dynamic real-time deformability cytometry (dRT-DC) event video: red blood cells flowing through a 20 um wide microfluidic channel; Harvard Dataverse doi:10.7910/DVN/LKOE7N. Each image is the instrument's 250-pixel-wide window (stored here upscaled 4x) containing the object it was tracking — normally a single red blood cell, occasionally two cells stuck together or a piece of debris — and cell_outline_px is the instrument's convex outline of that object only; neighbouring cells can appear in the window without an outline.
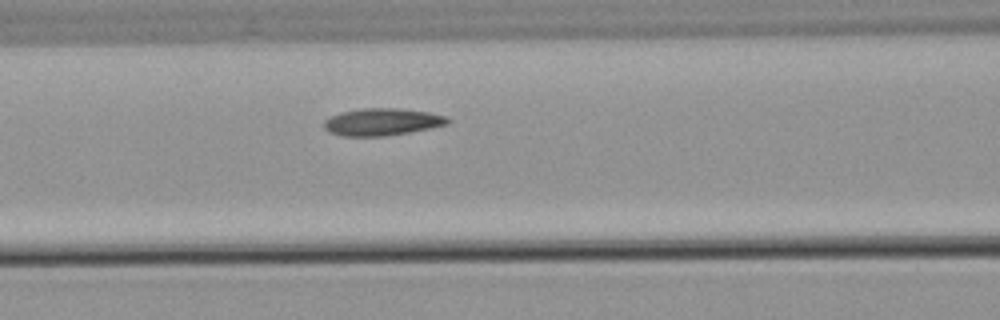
{"species": "common noctule bat (a hibernating species)", "species_latin": "Nyctalus noctula", "temperature_condition": "warm", "stored_images_in_passage": 5, "camera_frame_rate_fps": 3000, "um_per_image_px": 0.085, "animal": {"sex": "male", "body_mass_g": 21.5, "forearm_length_mm": 52.0}, "frame": {"image": 1, "passage_image": 5, "time_ms": 5.0, "image_size_px": [1000, 320], "cell_outline_px": [[452, 120], [448, 124], [408, 132], [384, 136], [344, 136], [328, 132], [324, 128], [324, 120], [340, 112], [360, 108], [400, 108], [428, 112], [444, 116]], "centroid_in_image_um": [32.45, 10.35], "position_along_channel_um": 134.2, "area_um2": 19.54}}